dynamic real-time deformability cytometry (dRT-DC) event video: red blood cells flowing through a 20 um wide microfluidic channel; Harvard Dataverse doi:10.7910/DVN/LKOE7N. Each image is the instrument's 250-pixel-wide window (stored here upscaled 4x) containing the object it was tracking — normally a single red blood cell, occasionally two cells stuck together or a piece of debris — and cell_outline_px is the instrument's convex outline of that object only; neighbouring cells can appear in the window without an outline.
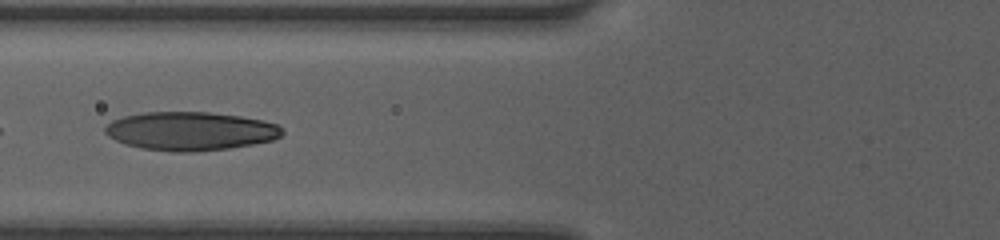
{"species": "human", "species_latin": "Homo sapiens", "temperature_condition": "room temperature", "stored_images_in_passage": 45, "camera_frame_rate_fps": 3000, "um_per_image_px": 0.085, "donor": {"sex": "female"}, "frame": {"image": 1, "passage_image": 19, "time_ms": 6.0, "image_size_px": [1000, 240], "cell_outline_px": [[284, 132], [280, 136], [272, 140], [252, 144], [228, 148], [192, 152], [172, 152], [140, 148], [116, 140], [108, 136], [104, 132], [104, 128], [112, 120], [124, 116], [144, 112], [208, 112], [240, 116], [264, 120], [276, 124]], "centroid_in_image_um": [16.17, 11.14], "position_along_channel_um": 109.6, "area_um2": 39.71}}
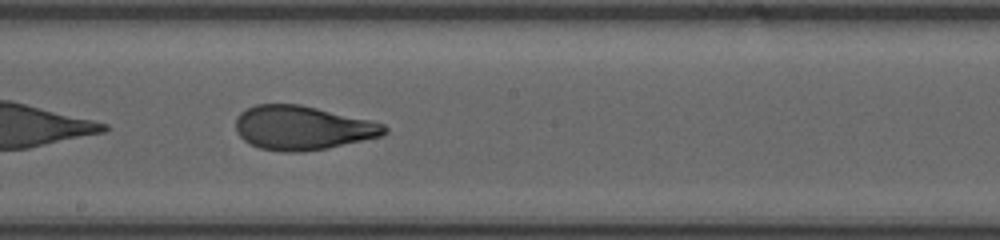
{"frame": {"image": 2, "passage_image": 27, "time_ms": 8.667, "image_size_px": [1000, 240], "cell_outline_px": [[388, 132], [380, 136], [328, 148], [300, 152], [284, 152], [260, 148], [244, 140], [236, 132], [236, 116], [240, 112], [256, 104], [300, 104], [372, 120], [384, 124], [388, 128]], "centroid_in_image_um": [25.71, 10.86], "position_along_channel_um": 222.5, "area_um2": 38.21}}
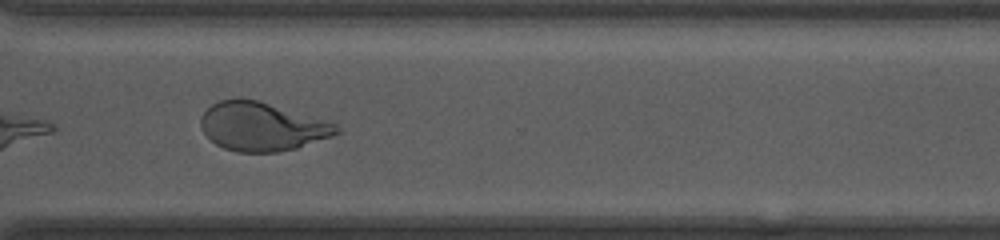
{"frame": {"image": 3, "passage_image": 36, "time_ms": 11.667, "image_size_px": [1000, 240], "cell_outline_px": [[340, 132], [332, 136], [296, 148], [276, 152], [236, 152], [224, 148], [216, 144], [200, 128], [200, 116], [212, 104], [220, 100], [236, 96], [240, 96], [256, 100], [336, 124], [340, 128]], "centroid_in_image_um": [22.2, 10.75], "position_along_channel_um": 348.4, "area_um2": 38.21}, "authors_computed_cell_mechanics": {"area_um2": 42.483, "velocity_mm_per_s": 4.2106, "shape_relaxation_time_tau1_ms": 4.3514, "shape_relaxation_time_tau2_ms": 1.0435, "deformation_change_tau1": 0.2193, "deformation_change_tau2": 0.0721}}